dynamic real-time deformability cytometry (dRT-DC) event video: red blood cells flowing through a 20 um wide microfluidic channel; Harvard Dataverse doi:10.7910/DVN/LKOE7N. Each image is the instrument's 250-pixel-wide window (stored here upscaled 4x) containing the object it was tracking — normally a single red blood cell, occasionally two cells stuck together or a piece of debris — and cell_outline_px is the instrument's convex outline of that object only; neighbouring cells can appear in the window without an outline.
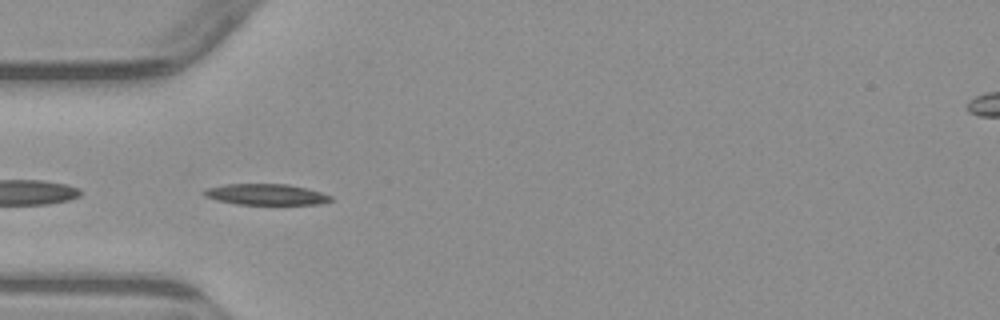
{"species": "common noctule bat (a hibernating species)", "species_latin": "Nyctalus noctula", "temperature_condition": "warm", "stored_images_in_passage": 8, "segment_of_instrument_passage": [2, 2], "camera_frame_rate_fps": 3000, "um_per_image_px": 0.085, "animal": {"sex": "male", "body_mass_g": 23.1, "forearm_length_mm": 52.7}, "frame": {"image": 1, "passage_image": 5, "time_ms": 5.0, "image_size_px": [1000, 320], "cell_outline_px": [[332, 200], [320, 204], [236, 204], [216, 200], [204, 196], [200, 192], [204, 188], [224, 184], [288, 184], [320, 192], [332, 196]], "centroid_in_image_um": [22.53, 16.52], "position_along_channel_um": 62.5, "area_um2": 15.55}}
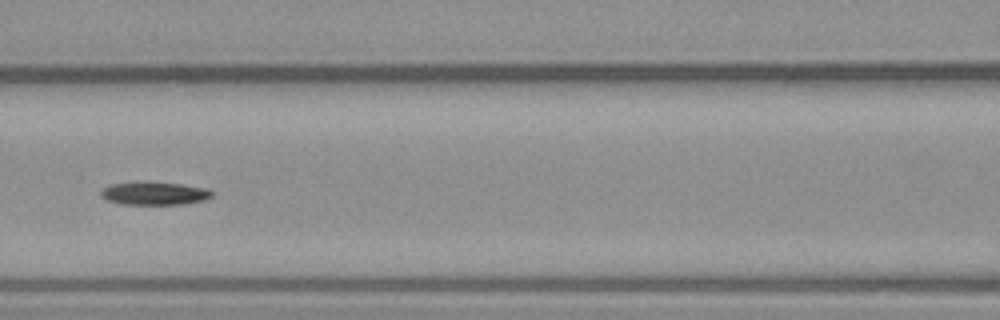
{"frame": {"image": 2, "passage_image": 7, "time_ms": 7.333, "image_size_px": [1000, 320], "cell_outline_px": [[216, 192], [212, 196], [204, 200], [184, 204], [124, 204], [108, 200], [100, 196], [100, 188], [108, 184], [136, 180], [180, 184], [208, 188]], "centroid_in_image_um": [13.09, 16.4], "position_along_channel_um": 153.5, "area_um2": 15.43}}
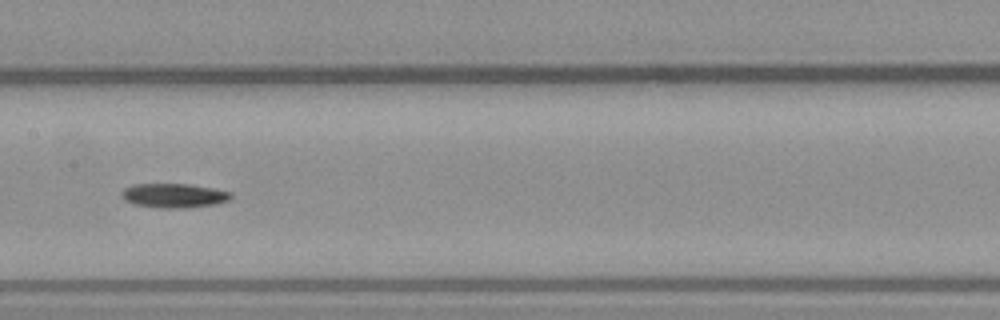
{"frame": {"image": 3, "passage_image": 8, "time_ms": 8.333, "image_size_px": [1000, 320], "cell_outline_px": [[232, 196], [228, 200], [216, 204], [188, 208], [156, 208], [132, 204], [124, 200], [120, 196], [120, 192], [124, 188], [132, 184], [188, 184], [212, 188], [232, 192]], "centroid_in_image_um": [14.73, 16.63], "position_along_channel_um": 192.7, "area_um2": 15.72}}